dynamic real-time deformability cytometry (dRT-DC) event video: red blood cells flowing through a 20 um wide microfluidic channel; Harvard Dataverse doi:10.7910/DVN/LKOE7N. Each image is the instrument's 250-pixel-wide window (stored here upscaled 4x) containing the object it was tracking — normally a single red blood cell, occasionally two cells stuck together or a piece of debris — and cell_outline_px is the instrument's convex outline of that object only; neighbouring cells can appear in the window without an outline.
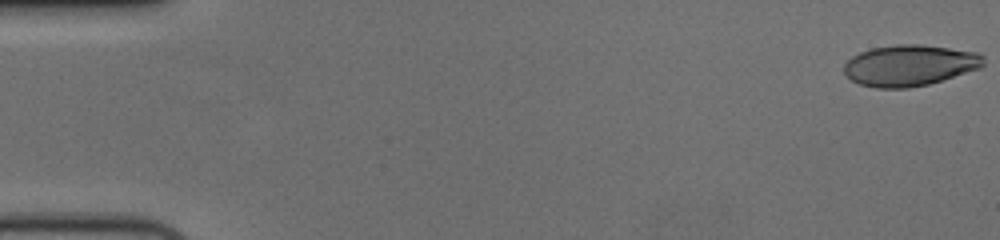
{"species": "human", "species_latin": "Homo sapiens", "temperature_condition": "cold", "stored_images_in_passage": 57, "camera_frame_rate_fps": 3000, "um_per_image_px": 0.085, "donor": {"sex": "female"}, "frame": {"image": 1, "passage_image": 1, "time_ms": 0.0, "image_size_px": [1000, 240], "cell_outline_px": [[984, 64], [980, 68], [928, 84], [908, 88], [876, 88], [860, 84], [852, 80], [844, 72], [844, 64], [852, 56], [860, 52], [872, 48], [896, 44], [920, 44], [976, 52], [984, 56]], "centroid_in_image_um": [77.31, 5.55], "position_along_channel_um": 7.7, "area_um2": 33.23}}
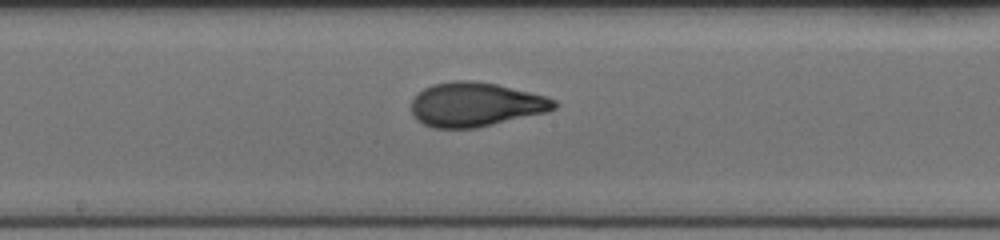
{"frame": {"image": 2, "passage_image": 31, "time_ms": 10.0, "image_size_px": [1000, 240], "cell_outline_px": [[556, 108], [548, 112], [476, 128], [432, 128], [416, 120], [412, 112], [412, 100], [424, 88], [432, 84], [456, 80], [472, 80], [496, 84], [544, 96], [556, 100]], "centroid_in_image_um": [40.41, 8.89], "position_along_channel_um": 207.8, "area_um2": 36.65}}
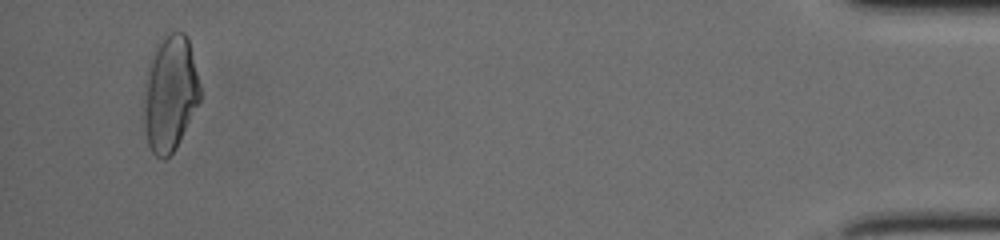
{"frame": {"image": 3, "passage_image": 55, "time_ms": 18.0, "image_size_px": [1000, 240], "cell_outline_px": [[200, 100], [176, 148], [164, 160], [156, 156], [152, 152], [148, 144], [140, 116], [148, 64], [152, 52], [160, 36], [168, 28], [184, 32], [188, 36], [200, 84]], "centroid_in_image_um": [14.41, 7.87], "position_along_channel_um": 420.8, "area_um2": 39.3}, "authors_computed_cell_mechanics": {"area_um2": 35.4892, "velocity_mm_per_s": 3.6571, "shape_relaxation_time_tau1_ms": 7.13, "shape_relaxation_time_tau2_ms": 0.8589, "deformation_change_tau1": 0.2355, "deformation_change_tau2": 0.0707}}